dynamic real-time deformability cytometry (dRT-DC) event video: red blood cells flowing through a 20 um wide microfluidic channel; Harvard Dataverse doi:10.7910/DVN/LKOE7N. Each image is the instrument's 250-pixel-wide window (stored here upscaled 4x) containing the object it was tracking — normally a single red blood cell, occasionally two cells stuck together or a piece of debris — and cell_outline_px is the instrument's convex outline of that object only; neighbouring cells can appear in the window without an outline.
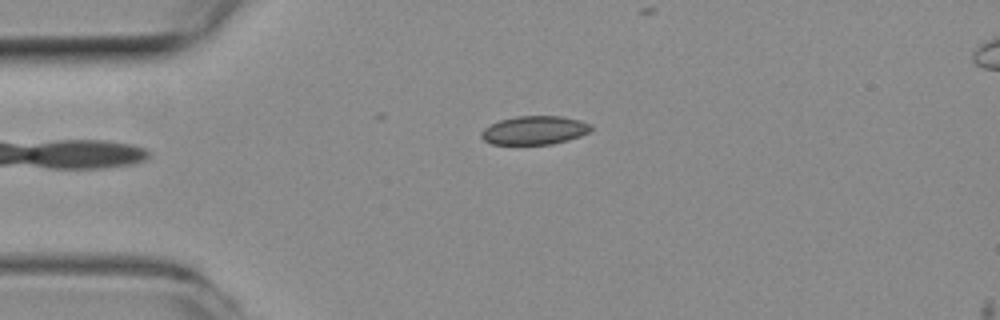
{"species": "common noctule bat (a hibernating species)", "species_latin": "Nyctalus noctula", "temperature_condition": "room temperature", "stored_images_in_passage": 5, "camera_frame_rate_fps": 3000, "um_per_image_px": 0.085, "animal": {"sex": "female", "body_mass_g": 19.3, "forearm_length_mm": 54.1}, "frame": {"image": 1, "passage_image": 1, "time_ms": 0.0, "image_size_px": [1000, 320], "cell_outline_px": [[592, 128], [588, 132], [580, 136], [568, 140], [552, 144], [492, 144], [484, 140], [480, 136], [480, 132], [484, 128], [500, 120], [516, 116], [560, 116], [580, 120], [592, 124]], "centroid_in_image_um": [45.43, 11.07], "position_along_channel_um": 39.6, "area_um2": 18.26}}